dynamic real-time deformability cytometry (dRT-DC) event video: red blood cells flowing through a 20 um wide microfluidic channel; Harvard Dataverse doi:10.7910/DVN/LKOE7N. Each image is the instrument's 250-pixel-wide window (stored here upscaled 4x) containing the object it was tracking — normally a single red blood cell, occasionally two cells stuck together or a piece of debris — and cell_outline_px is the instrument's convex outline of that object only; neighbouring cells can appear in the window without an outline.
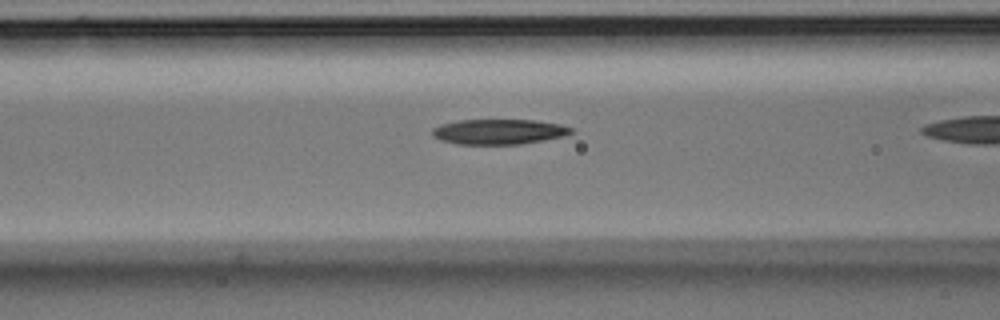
{"species": "Egyptian fruit bat (a non-hibernating species)", "species_latin": "Rousettus aegyptiacus", "temperature_condition": "room temperature", "stored_images_in_passage": 4, "camera_frame_rate_fps": 3000, "um_per_image_px": 0.085, "animal": {"sex": "male"}, "frame": {"image": 1, "passage_image": 3, "time_ms": 0.667, "image_size_px": [1000, 320], "cell_outline_px": [[576, 132], [564, 136], [544, 140], [520, 144], [456, 144], [440, 140], [432, 136], [432, 128], [440, 124], [460, 120], [536, 120], [560, 124], [576, 128]], "centroid_in_image_um": [42.44, 11.19], "position_along_channel_um": 124.2, "area_um2": 20.63}}